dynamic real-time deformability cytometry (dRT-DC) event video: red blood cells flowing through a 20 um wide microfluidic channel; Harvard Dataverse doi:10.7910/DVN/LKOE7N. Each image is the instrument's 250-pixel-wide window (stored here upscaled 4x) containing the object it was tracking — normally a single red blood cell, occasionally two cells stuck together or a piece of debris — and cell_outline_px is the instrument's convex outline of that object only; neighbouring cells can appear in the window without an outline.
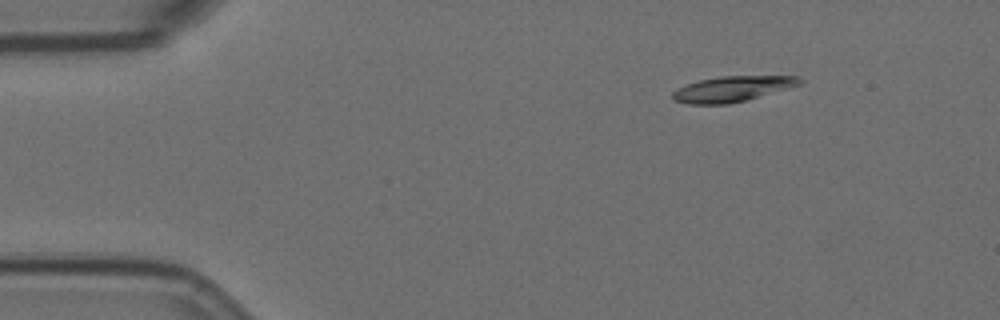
{"species": "Egyptian fruit bat (a non-hibernating species)", "species_latin": "Rousettus aegyptiacus", "temperature_condition": "room temperature", "stored_images_in_passage": 3, "camera_frame_rate_fps": 3000, "um_per_image_px": 0.085, "animal": {"sex": "female"}, "frame": {"image": 1, "passage_image": 1, "time_ms": 0.0, "image_size_px": [1000, 320], "cell_outline_px": [[804, 80], [800, 84], [788, 88], [744, 100], [728, 104], [688, 104], [672, 100], [672, 92], [676, 88], [700, 80], [720, 76], [800, 76]], "centroid_in_image_um": [62.21, 7.55], "position_along_channel_um": 22.8, "area_um2": 18.73}}